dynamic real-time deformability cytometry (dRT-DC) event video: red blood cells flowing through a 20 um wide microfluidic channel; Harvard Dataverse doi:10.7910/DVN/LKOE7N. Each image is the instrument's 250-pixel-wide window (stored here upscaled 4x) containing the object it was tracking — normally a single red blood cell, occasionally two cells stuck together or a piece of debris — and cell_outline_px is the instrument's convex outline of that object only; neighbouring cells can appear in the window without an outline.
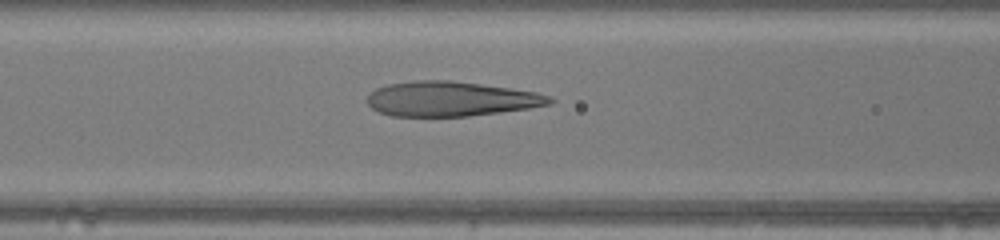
{"species": "human", "species_latin": "Homo sapiens", "temperature_condition": "warm", "stored_images_in_passage": 20, "camera_frame_rate_fps": 3000, "um_per_image_px": 0.085, "donor": {"sex": "female"}, "frame": {"image": 1, "passage_image": 7, "time_ms": 2.0, "image_size_px": [1000, 240], "cell_outline_px": [[556, 100], [552, 104], [528, 108], [500, 112], [468, 116], [392, 116], [380, 112], [372, 108], [368, 104], [368, 96], [376, 88], [388, 84], [416, 80], [448, 80], [480, 84], [536, 92], [552, 96]], "centroid_in_image_um": [38.35, 8.41], "position_along_channel_um": 128.3, "area_um2": 36.82}}
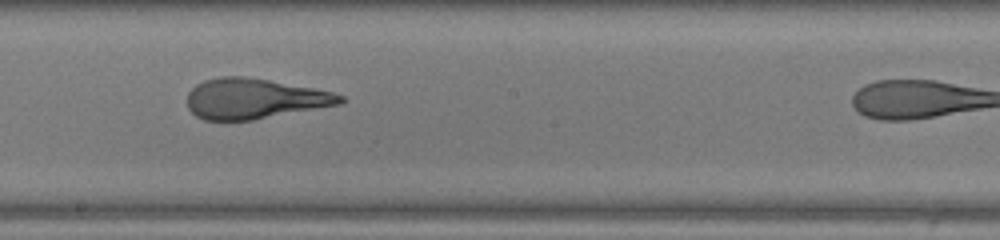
{"frame": {"image": 2, "passage_image": 14, "time_ms": 4.333, "image_size_px": [1000, 240], "cell_outline_px": [[348, 100], [340, 104], [252, 120], [204, 120], [196, 116], [188, 108], [188, 92], [196, 84], [204, 80], [220, 76], [244, 76], [268, 80], [312, 88], [332, 92], [344, 96]], "centroid_in_image_um": [21.61, 8.38], "position_along_channel_um": 226.6, "area_um2": 35.78}}
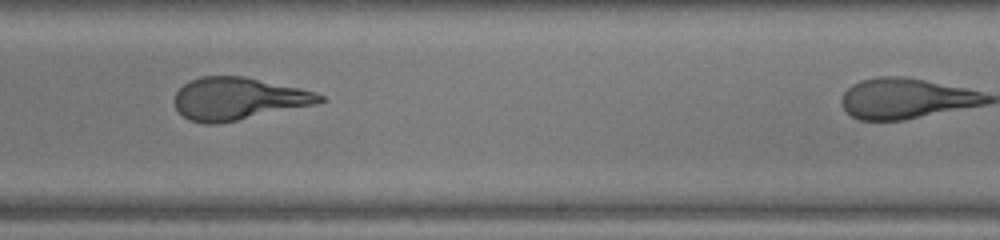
{"frame": {"image": 3, "passage_image": 17, "time_ms": 5.333, "image_size_px": [1000, 240], "cell_outline_px": [[324, 100], [320, 104], [216, 124], [204, 124], [188, 120], [176, 108], [172, 100], [176, 92], [188, 80], [200, 76], [244, 76], [300, 88], [316, 92], [324, 96]], "centroid_in_image_um": [20.24, 8.39], "position_along_channel_um": 268.8, "area_um2": 36.18}}